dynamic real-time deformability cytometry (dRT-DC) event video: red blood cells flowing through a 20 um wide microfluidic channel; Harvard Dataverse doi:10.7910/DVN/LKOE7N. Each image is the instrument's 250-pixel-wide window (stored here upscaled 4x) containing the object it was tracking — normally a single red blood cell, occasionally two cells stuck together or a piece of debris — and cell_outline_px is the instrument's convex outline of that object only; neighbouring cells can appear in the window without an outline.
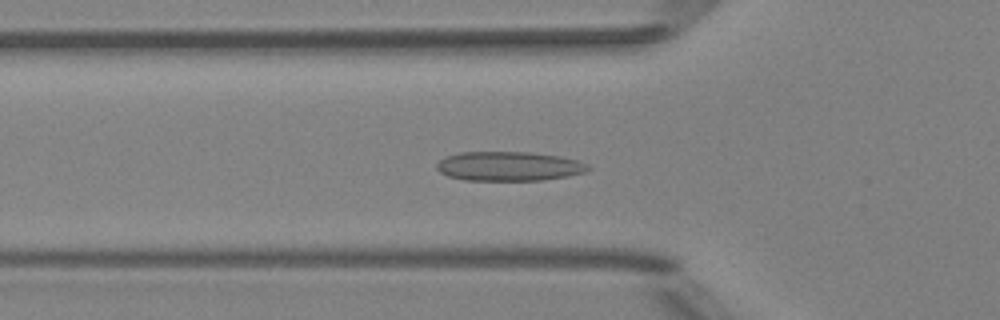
{"species": "Egyptian fruit bat (a non-hibernating species)", "species_latin": "Rousettus aegyptiacus", "temperature_condition": "room temperature", "stored_images_in_passage": 35, "camera_frame_rate_fps": 3000, "um_per_image_px": 0.085, "animal": {"sex": "female"}, "frame": {"image": 1, "passage_image": 5, "time_ms": 1.333, "image_size_px": [1000, 320], "cell_outline_px": [[592, 168], [584, 172], [568, 176], [540, 180], [464, 180], [448, 176], [440, 172], [436, 168], [436, 164], [444, 156], [460, 152], [528, 152], [560, 156], [576, 160], [588, 164]], "centroid_in_image_um": [43.23, 14.12], "position_along_channel_um": 82.6, "area_um2": 25.89}}
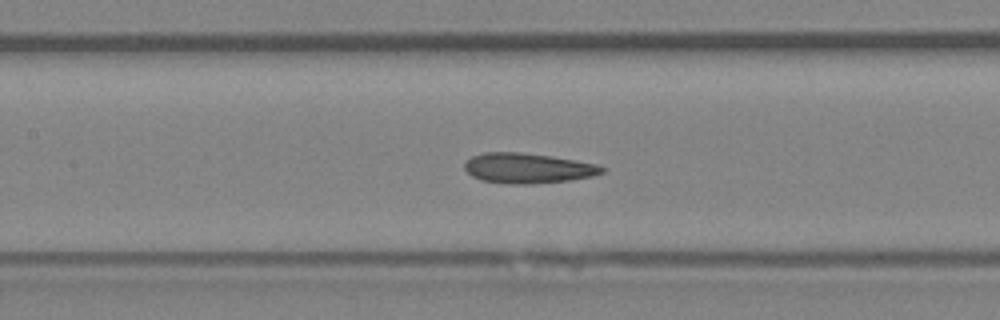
{"frame": {"image": 2, "passage_image": 11, "time_ms": 3.333, "image_size_px": [1000, 320], "cell_outline_px": [[608, 168], [604, 172], [592, 176], [568, 180], [532, 184], [508, 184], [480, 180], [472, 176], [464, 168], [464, 164], [472, 156], [484, 152], [520, 152], [552, 156], [576, 160], [596, 164]], "centroid_in_image_um": [44.87, 14.29], "position_along_channel_um": 162.5, "area_um2": 24.22}}
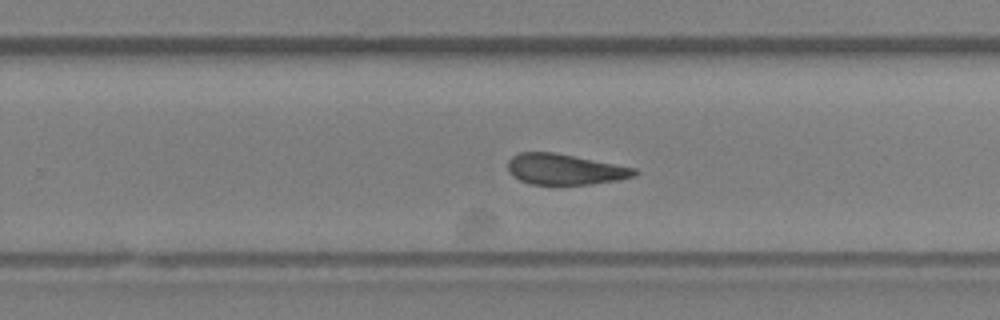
{"frame": {"image": 3, "passage_image": 20, "time_ms": 6.333, "image_size_px": [1000, 320], "cell_outline_px": [[640, 172], [636, 176], [616, 180], [592, 184], [532, 184], [520, 180], [512, 176], [508, 168], [508, 160], [512, 156], [520, 152], [552, 152], [636, 168]], "centroid_in_image_um": [48.01, 14.39], "position_along_channel_um": 281.8, "area_um2": 22.48}, "authors_computed_cell_mechanics": {"area_um2": 23.3512, "velocity_mm_per_s": 3.9949, "shape_relaxation_time_tau1_ms": null, "shape_relaxation_time_tau2_ms": 2.2015, "deformation_change_tau1": null, "deformation_change_tau2": 0.0952}}